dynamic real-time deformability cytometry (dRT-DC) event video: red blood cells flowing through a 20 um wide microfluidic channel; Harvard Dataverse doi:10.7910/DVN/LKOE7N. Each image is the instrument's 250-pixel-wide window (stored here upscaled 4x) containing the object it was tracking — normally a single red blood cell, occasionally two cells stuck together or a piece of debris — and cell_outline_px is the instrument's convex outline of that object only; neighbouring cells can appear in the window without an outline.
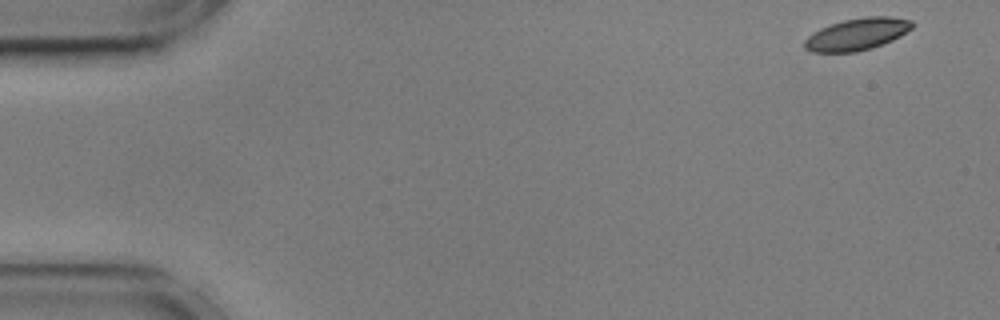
{"species": "common noctule bat (a hibernating species)", "species_latin": "Nyctalus noctula", "temperature_condition": "cold", "stored_images_in_passage": 44, "camera_frame_rate_fps": 3000, "um_per_image_px": 0.085, "animal": {"sex": "male", "body_mass_g": 17.9, "forearm_length_mm": 54.2}, "frame": {"image": 1, "passage_image": 1, "time_ms": 0.0, "image_size_px": [1000, 320], "cell_outline_px": [[912, 28], [900, 36], [892, 40], [872, 48], [856, 52], [812, 52], [804, 48], [804, 40], [812, 32], [820, 28], [844, 20], [864, 16], [892, 16], [912, 20]], "centroid_in_image_um": [72.84, 2.9], "position_along_channel_um": 12.2, "area_um2": 20.11}}
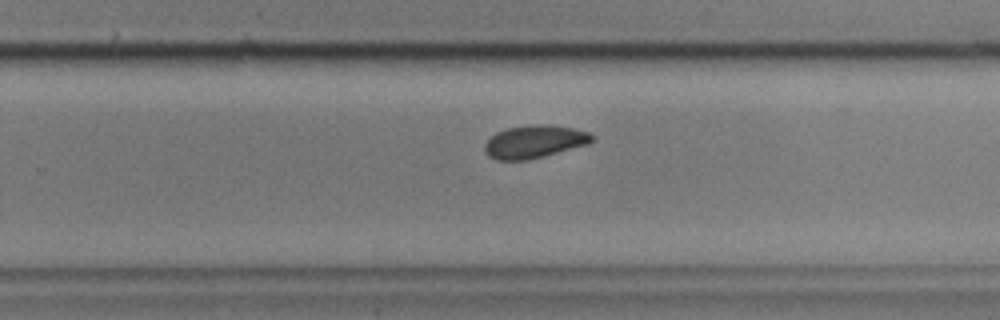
{"frame": {"image": 2, "passage_image": 34, "time_ms": 11.0, "image_size_px": [1000, 320], "cell_outline_px": [[596, 136], [588, 144], [544, 156], [528, 160], [496, 160], [488, 156], [484, 152], [484, 144], [496, 132], [508, 128], [536, 124], [544, 124], [572, 128], [588, 132]], "centroid_in_image_um": [45.41, 12.05], "position_along_channel_um": 284.4, "area_um2": 20.46}}
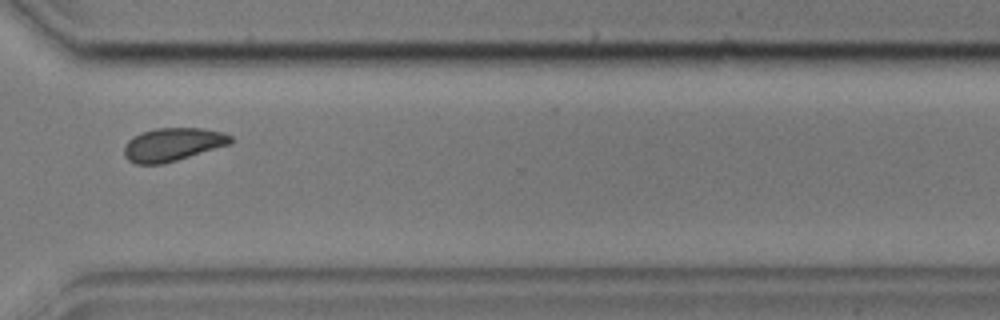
{"frame": {"image": 3, "passage_image": 40, "time_ms": 13.0, "image_size_px": [1000, 320], "cell_outline_px": [[232, 144], [176, 160], [160, 164], [136, 164], [128, 160], [124, 156], [124, 144], [132, 136], [140, 132], [156, 128], [204, 128], [224, 132], [232, 136]], "centroid_in_image_um": [14.67, 12.27], "position_along_channel_um": 355.9, "area_um2": 20.81}, "authors_computed_cell_mechanics": {"area_um2": 20.5768, "velocity_mm_per_s": 3.5547, "shape_relaxation_time_tau1_ms": 8.3216, "shape_relaxation_time_tau2_ms": 11.3823, "deformation_change_tau1": 0.1672, "deformation_change_tau2": 0.1489}}